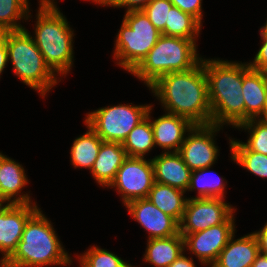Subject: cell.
Listing matches in <instances>:
<instances>
[{"label": "cell", "instance_id": "cell-14", "mask_svg": "<svg viewBox=\"0 0 267 267\" xmlns=\"http://www.w3.org/2000/svg\"><path fill=\"white\" fill-rule=\"evenodd\" d=\"M125 206L133 219L149 233L148 239L166 238L180 233V223L163 213L147 198L132 200Z\"/></svg>", "mask_w": 267, "mask_h": 267}, {"label": "cell", "instance_id": "cell-35", "mask_svg": "<svg viewBox=\"0 0 267 267\" xmlns=\"http://www.w3.org/2000/svg\"><path fill=\"white\" fill-rule=\"evenodd\" d=\"M8 62L7 45H6V31L0 32V75L5 69Z\"/></svg>", "mask_w": 267, "mask_h": 267}, {"label": "cell", "instance_id": "cell-6", "mask_svg": "<svg viewBox=\"0 0 267 267\" xmlns=\"http://www.w3.org/2000/svg\"><path fill=\"white\" fill-rule=\"evenodd\" d=\"M8 62L11 60L14 74L24 84L45 96L59 81L45 63L42 53L26 30L6 31Z\"/></svg>", "mask_w": 267, "mask_h": 267}, {"label": "cell", "instance_id": "cell-31", "mask_svg": "<svg viewBox=\"0 0 267 267\" xmlns=\"http://www.w3.org/2000/svg\"><path fill=\"white\" fill-rule=\"evenodd\" d=\"M173 4L169 0H152L142 11L146 14L150 22L162 32L165 23H168L169 11Z\"/></svg>", "mask_w": 267, "mask_h": 267}, {"label": "cell", "instance_id": "cell-27", "mask_svg": "<svg viewBox=\"0 0 267 267\" xmlns=\"http://www.w3.org/2000/svg\"><path fill=\"white\" fill-rule=\"evenodd\" d=\"M211 167L192 171L188 191L198 189L197 198H223L225 189V179L210 176ZM210 171V172H209ZM207 177V178H206Z\"/></svg>", "mask_w": 267, "mask_h": 267}, {"label": "cell", "instance_id": "cell-21", "mask_svg": "<svg viewBox=\"0 0 267 267\" xmlns=\"http://www.w3.org/2000/svg\"><path fill=\"white\" fill-rule=\"evenodd\" d=\"M147 242L144 261L154 267H169L186 251L184 238L180 233L166 238L148 239Z\"/></svg>", "mask_w": 267, "mask_h": 267}, {"label": "cell", "instance_id": "cell-9", "mask_svg": "<svg viewBox=\"0 0 267 267\" xmlns=\"http://www.w3.org/2000/svg\"><path fill=\"white\" fill-rule=\"evenodd\" d=\"M154 183L151 160L127 157L109 187L116 188L126 205L132 200L147 198Z\"/></svg>", "mask_w": 267, "mask_h": 267}, {"label": "cell", "instance_id": "cell-23", "mask_svg": "<svg viewBox=\"0 0 267 267\" xmlns=\"http://www.w3.org/2000/svg\"><path fill=\"white\" fill-rule=\"evenodd\" d=\"M88 131L77 137L71 147V163L75 168L92 169L103 140L85 123Z\"/></svg>", "mask_w": 267, "mask_h": 267}, {"label": "cell", "instance_id": "cell-42", "mask_svg": "<svg viewBox=\"0 0 267 267\" xmlns=\"http://www.w3.org/2000/svg\"><path fill=\"white\" fill-rule=\"evenodd\" d=\"M40 2H54V0H40Z\"/></svg>", "mask_w": 267, "mask_h": 267}, {"label": "cell", "instance_id": "cell-10", "mask_svg": "<svg viewBox=\"0 0 267 267\" xmlns=\"http://www.w3.org/2000/svg\"><path fill=\"white\" fill-rule=\"evenodd\" d=\"M235 210L230 204L224 202L223 198H188L180 222V234H192L220 225Z\"/></svg>", "mask_w": 267, "mask_h": 267}, {"label": "cell", "instance_id": "cell-19", "mask_svg": "<svg viewBox=\"0 0 267 267\" xmlns=\"http://www.w3.org/2000/svg\"><path fill=\"white\" fill-rule=\"evenodd\" d=\"M233 235L211 267H251L260 253L253 233L234 239Z\"/></svg>", "mask_w": 267, "mask_h": 267}, {"label": "cell", "instance_id": "cell-13", "mask_svg": "<svg viewBox=\"0 0 267 267\" xmlns=\"http://www.w3.org/2000/svg\"><path fill=\"white\" fill-rule=\"evenodd\" d=\"M36 203L4 204L0 209V252L5 262L16 250L24 230L25 223L38 210Z\"/></svg>", "mask_w": 267, "mask_h": 267}, {"label": "cell", "instance_id": "cell-8", "mask_svg": "<svg viewBox=\"0 0 267 267\" xmlns=\"http://www.w3.org/2000/svg\"><path fill=\"white\" fill-rule=\"evenodd\" d=\"M150 105L119 104L87 113L85 123L103 140L123 144L147 116Z\"/></svg>", "mask_w": 267, "mask_h": 267}, {"label": "cell", "instance_id": "cell-37", "mask_svg": "<svg viewBox=\"0 0 267 267\" xmlns=\"http://www.w3.org/2000/svg\"><path fill=\"white\" fill-rule=\"evenodd\" d=\"M190 258L181 254L169 267H195L193 258Z\"/></svg>", "mask_w": 267, "mask_h": 267}, {"label": "cell", "instance_id": "cell-3", "mask_svg": "<svg viewBox=\"0 0 267 267\" xmlns=\"http://www.w3.org/2000/svg\"><path fill=\"white\" fill-rule=\"evenodd\" d=\"M51 221L38 209L25 223L22 238L13 254L0 267H43L69 265Z\"/></svg>", "mask_w": 267, "mask_h": 267}, {"label": "cell", "instance_id": "cell-34", "mask_svg": "<svg viewBox=\"0 0 267 267\" xmlns=\"http://www.w3.org/2000/svg\"><path fill=\"white\" fill-rule=\"evenodd\" d=\"M152 0H107L105 6L127 7L129 11H140L147 6Z\"/></svg>", "mask_w": 267, "mask_h": 267}, {"label": "cell", "instance_id": "cell-40", "mask_svg": "<svg viewBox=\"0 0 267 267\" xmlns=\"http://www.w3.org/2000/svg\"><path fill=\"white\" fill-rule=\"evenodd\" d=\"M260 33L267 35V20H266V24L260 28Z\"/></svg>", "mask_w": 267, "mask_h": 267}, {"label": "cell", "instance_id": "cell-39", "mask_svg": "<svg viewBox=\"0 0 267 267\" xmlns=\"http://www.w3.org/2000/svg\"><path fill=\"white\" fill-rule=\"evenodd\" d=\"M258 119L267 122V93H266L265 105H264V108H263V112H262L261 116Z\"/></svg>", "mask_w": 267, "mask_h": 267}, {"label": "cell", "instance_id": "cell-44", "mask_svg": "<svg viewBox=\"0 0 267 267\" xmlns=\"http://www.w3.org/2000/svg\"><path fill=\"white\" fill-rule=\"evenodd\" d=\"M123 267H135V266H132V265H130L129 263H127L125 266H123Z\"/></svg>", "mask_w": 267, "mask_h": 267}, {"label": "cell", "instance_id": "cell-1", "mask_svg": "<svg viewBox=\"0 0 267 267\" xmlns=\"http://www.w3.org/2000/svg\"><path fill=\"white\" fill-rule=\"evenodd\" d=\"M149 88L167 113L184 117L193 125L211 124L203 58L194 68L163 75Z\"/></svg>", "mask_w": 267, "mask_h": 267}, {"label": "cell", "instance_id": "cell-29", "mask_svg": "<svg viewBox=\"0 0 267 267\" xmlns=\"http://www.w3.org/2000/svg\"><path fill=\"white\" fill-rule=\"evenodd\" d=\"M236 128L247 129L250 137L243 144L250 150L263 155H267V122L260 119H250Z\"/></svg>", "mask_w": 267, "mask_h": 267}, {"label": "cell", "instance_id": "cell-16", "mask_svg": "<svg viewBox=\"0 0 267 267\" xmlns=\"http://www.w3.org/2000/svg\"><path fill=\"white\" fill-rule=\"evenodd\" d=\"M155 182L187 191L192 171L179 152H164L151 159Z\"/></svg>", "mask_w": 267, "mask_h": 267}, {"label": "cell", "instance_id": "cell-4", "mask_svg": "<svg viewBox=\"0 0 267 267\" xmlns=\"http://www.w3.org/2000/svg\"><path fill=\"white\" fill-rule=\"evenodd\" d=\"M32 39L50 69L59 75H67L73 63V37L65 16L55 2H40Z\"/></svg>", "mask_w": 267, "mask_h": 267}, {"label": "cell", "instance_id": "cell-2", "mask_svg": "<svg viewBox=\"0 0 267 267\" xmlns=\"http://www.w3.org/2000/svg\"><path fill=\"white\" fill-rule=\"evenodd\" d=\"M207 79L211 124L236 128L245 122L242 95L243 63L203 59Z\"/></svg>", "mask_w": 267, "mask_h": 267}, {"label": "cell", "instance_id": "cell-20", "mask_svg": "<svg viewBox=\"0 0 267 267\" xmlns=\"http://www.w3.org/2000/svg\"><path fill=\"white\" fill-rule=\"evenodd\" d=\"M127 157L121 143L103 141L90 172L98 184L109 187Z\"/></svg>", "mask_w": 267, "mask_h": 267}, {"label": "cell", "instance_id": "cell-7", "mask_svg": "<svg viewBox=\"0 0 267 267\" xmlns=\"http://www.w3.org/2000/svg\"><path fill=\"white\" fill-rule=\"evenodd\" d=\"M122 22L116 35L114 59L131 73L155 46L162 33L142 10L126 11Z\"/></svg>", "mask_w": 267, "mask_h": 267}, {"label": "cell", "instance_id": "cell-38", "mask_svg": "<svg viewBox=\"0 0 267 267\" xmlns=\"http://www.w3.org/2000/svg\"><path fill=\"white\" fill-rule=\"evenodd\" d=\"M251 267H267V255L259 253Z\"/></svg>", "mask_w": 267, "mask_h": 267}, {"label": "cell", "instance_id": "cell-45", "mask_svg": "<svg viewBox=\"0 0 267 267\" xmlns=\"http://www.w3.org/2000/svg\"><path fill=\"white\" fill-rule=\"evenodd\" d=\"M0 174H1V153H0Z\"/></svg>", "mask_w": 267, "mask_h": 267}, {"label": "cell", "instance_id": "cell-30", "mask_svg": "<svg viewBox=\"0 0 267 267\" xmlns=\"http://www.w3.org/2000/svg\"><path fill=\"white\" fill-rule=\"evenodd\" d=\"M78 259L81 267H123L127 264L112 252L96 246H92Z\"/></svg>", "mask_w": 267, "mask_h": 267}, {"label": "cell", "instance_id": "cell-26", "mask_svg": "<svg viewBox=\"0 0 267 267\" xmlns=\"http://www.w3.org/2000/svg\"><path fill=\"white\" fill-rule=\"evenodd\" d=\"M231 158L252 174L267 178V155L250 151L243 142L229 140Z\"/></svg>", "mask_w": 267, "mask_h": 267}, {"label": "cell", "instance_id": "cell-11", "mask_svg": "<svg viewBox=\"0 0 267 267\" xmlns=\"http://www.w3.org/2000/svg\"><path fill=\"white\" fill-rule=\"evenodd\" d=\"M220 125H194L185 136L179 153L183 161L191 171L212 167L215 164L218 154L214 136L220 131Z\"/></svg>", "mask_w": 267, "mask_h": 267}, {"label": "cell", "instance_id": "cell-15", "mask_svg": "<svg viewBox=\"0 0 267 267\" xmlns=\"http://www.w3.org/2000/svg\"><path fill=\"white\" fill-rule=\"evenodd\" d=\"M152 107L151 105L147 116L153 128L155 146H160L165 152H172V149L173 152H178L184 142L186 132H189L194 125L188 119L171 113H165L151 121Z\"/></svg>", "mask_w": 267, "mask_h": 267}, {"label": "cell", "instance_id": "cell-41", "mask_svg": "<svg viewBox=\"0 0 267 267\" xmlns=\"http://www.w3.org/2000/svg\"><path fill=\"white\" fill-rule=\"evenodd\" d=\"M94 3L96 4H100L102 6H104V4L107 2V0H92Z\"/></svg>", "mask_w": 267, "mask_h": 267}, {"label": "cell", "instance_id": "cell-33", "mask_svg": "<svg viewBox=\"0 0 267 267\" xmlns=\"http://www.w3.org/2000/svg\"><path fill=\"white\" fill-rule=\"evenodd\" d=\"M260 35L263 41L262 46L255 55L253 62H249L248 65L251 69L267 73V35L261 33Z\"/></svg>", "mask_w": 267, "mask_h": 267}, {"label": "cell", "instance_id": "cell-5", "mask_svg": "<svg viewBox=\"0 0 267 267\" xmlns=\"http://www.w3.org/2000/svg\"><path fill=\"white\" fill-rule=\"evenodd\" d=\"M196 39L161 35L147 56L131 72L150 87L167 73L194 68L201 60Z\"/></svg>", "mask_w": 267, "mask_h": 267}, {"label": "cell", "instance_id": "cell-17", "mask_svg": "<svg viewBox=\"0 0 267 267\" xmlns=\"http://www.w3.org/2000/svg\"><path fill=\"white\" fill-rule=\"evenodd\" d=\"M27 183L24 168L1 153L0 199L7 204H31L30 196L20 192Z\"/></svg>", "mask_w": 267, "mask_h": 267}, {"label": "cell", "instance_id": "cell-24", "mask_svg": "<svg viewBox=\"0 0 267 267\" xmlns=\"http://www.w3.org/2000/svg\"><path fill=\"white\" fill-rule=\"evenodd\" d=\"M122 145L128 157L137 158H144V155L154 148V134L149 116L128 134Z\"/></svg>", "mask_w": 267, "mask_h": 267}, {"label": "cell", "instance_id": "cell-18", "mask_svg": "<svg viewBox=\"0 0 267 267\" xmlns=\"http://www.w3.org/2000/svg\"><path fill=\"white\" fill-rule=\"evenodd\" d=\"M267 73L251 69L243 63L242 95L245 104V121L258 119L265 105Z\"/></svg>", "mask_w": 267, "mask_h": 267}, {"label": "cell", "instance_id": "cell-12", "mask_svg": "<svg viewBox=\"0 0 267 267\" xmlns=\"http://www.w3.org/2000/svg\"><path fill=\"white\" fill-rule=\"evenodd\" d=\"M234 214L224 223L197 231L192 234H181L184 248L188 249L204 265L210 267L216 262L222 249L235 233Z\"/></svg>", "mask_w": 267, "mask_h": 267}, {"label": "cell", "instance_id": "cell-25", "mask_svg": "<svg viewBox=\"0 0 267 267\" xmlns=\"http://www.w3.org/2000/svg\"><path fill=\"white\" fill-rule=\"evenodd\" d=\"M201 26L202 24L195 17L172 6L169 11L168 23H165V29L161 33L166 36L196 39Z\"/></svg>", "mask_w": 267, "mask_h": 267}, {"label": "cell", "instance_id": "cell-32", "mask_svg": "<svg viewBox=\"0 0 267 267\" xmlns=\"http://www.w3.org/2000/svg\"><path fill=\"white\" fill-rule=\"evenodd\" d=\"M173 6L178 7L181 11L192 15L201 24L203 18L202 0H169Z\"/></svg>", "mask_w": 267, "mask_h": 267}, {"label": "cell", "instance_id": "cell-43", "mask_svg": "<svg viewBox=\"0 0 267 267\" xmlns=\"http://www.w3.org/2000/svg\"><path fill=\"white\" fill-rule=\"evenodd\" d=\"M4 202L0 199V209L2 208Z\"/></svg>", "mask_w": 267, "mask_h": 267}, {"label": "cell", "instance_id": "cell-28", "mask_svg": "<svg viewBox=\"0 0 267 267\" xmlns=\"http://www.w3.org/2000/svg\"><path fill=\"white\" fill-rule=\"evenodd\" d=\"M28 2V0H0V32L25 29L17 21L23 18L28 20L30 17Z\"/></svg>", "mask_w": 267, "mask_h": 267}, {"label": "cell", "instance_id": "cell-36", "mask_svg": "<svg viewBox=\"0 0 267 267\" xmlns=\"http://www.w3.org/2000/svg\"><path fill=\"white\" fill-rule=\"evenodd\" d=\"M253 234L257 239L260 253L267 255V222L261 230L253 232Z\"/></svg>", "mask_w": 267, "mask_h": 267}, {"label": "cell", "instance_id": "cell-22", "mask_svg": "<svg viewBox=\"0 0 267 267\" xmlns=\"http://www.w3.org/2000/svg\"><path fill=\"white\" fill-rule=\"evenodd\" d=\"M184 194L183 190L155 182L147 199L163 213L170 215L180 223L188 200L184 198Z\"/></svg>", "mask_w": 267, "mask_h": 267}]
</instances>
